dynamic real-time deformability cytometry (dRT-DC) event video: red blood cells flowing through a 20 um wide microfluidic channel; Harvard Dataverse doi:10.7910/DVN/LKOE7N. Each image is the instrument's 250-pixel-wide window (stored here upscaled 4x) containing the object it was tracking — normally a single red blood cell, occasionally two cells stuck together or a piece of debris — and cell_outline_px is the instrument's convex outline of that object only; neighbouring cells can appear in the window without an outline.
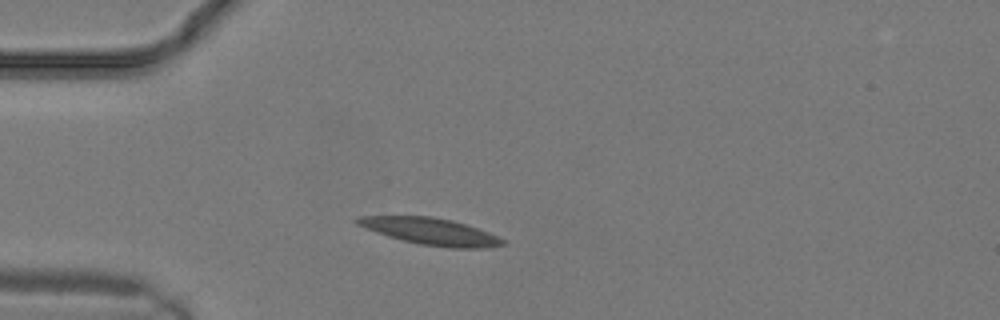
{"species": "common noctule bat (a hibernating species)", "species_latin": "Nyctalus noctula", "temperature_condition": "warm", "stored_images_in_passage": 8, "camera_frame_rate_fps": 3000, "um_per_image_px": 0.085, "animal": {"sex": "male", "body_mass_g": 19.2, "forearm_length_mm": 51.8}, "frame": {"image": 1, "passage_image": 4, "time_ms": 1.0, "image_size_px": [1000, 320], "cell_outline_px": [[508, 244], [484, 248], [448, 248], [420, 244], [388, 236], [364, 228], [356, 224], [352, 220], [360, 216], [432, 216], [452, 220], [488, 232], [504, 240]], "centroid_in_image_um": [36.58, 19.67], "position_along_channel_um": 48.4, "area_um2": 22.6}}
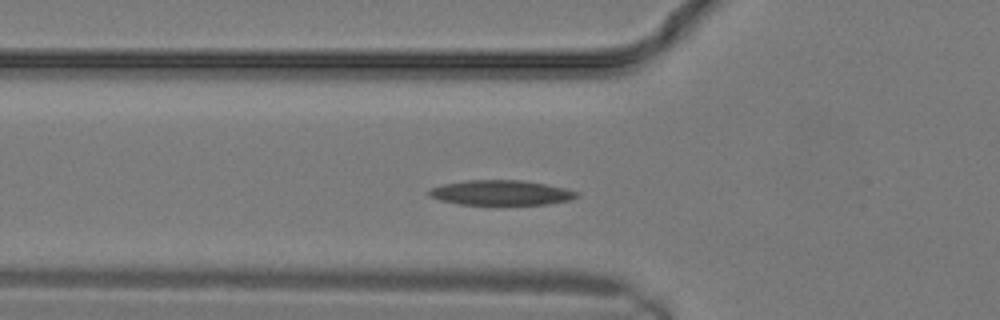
{"frame": {"image": 2, "passage_image": 6, "time_ms": 1.667, "image_size_px": [1000, 320], "cell_outline_px": [[580, 196], [568, 200], [548, 204], [460, 204], [440, 200], [428, 196], [428, 192], [432, 188], [444, 184], [464, 180], [524, 180], [564, 188], [580, 192]], "centroid_in_image_um": [42.59, 16.37], "position_along_channel_um": 83.2, "area_um2": 21.33}}
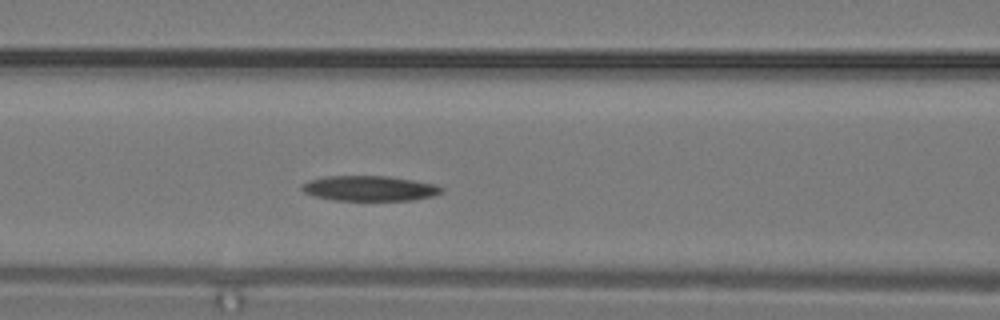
{"frame": {"image": 3, "passage_image": 8, "time_ms": 2.333, "image_size_px": [1000, 320], "cell_outline_px": [[444, 192], [432, 196], [412, 200], [332, 200], [316, 196], [304, 192], [300, 188], [308, 180], [324, 176], [388, 176], [436, 184], [444, 188]], "centroid_in_image_um": [31.43, 16.01], "position_along_channel_um": 135.2, "area_um2": 20.46}}